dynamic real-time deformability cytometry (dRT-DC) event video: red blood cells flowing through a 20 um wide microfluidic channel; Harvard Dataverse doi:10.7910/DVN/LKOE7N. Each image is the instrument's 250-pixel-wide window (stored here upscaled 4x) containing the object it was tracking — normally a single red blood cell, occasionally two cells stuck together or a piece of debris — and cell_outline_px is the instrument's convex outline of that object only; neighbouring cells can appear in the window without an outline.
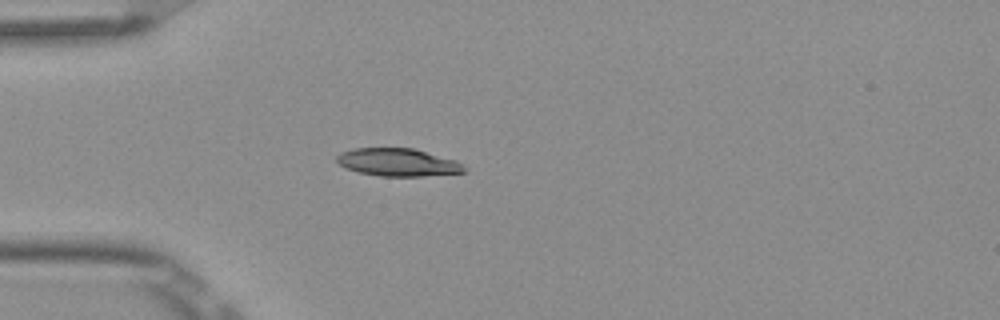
{"species": "Egyptian fruit bat (a non-hibernating species)", "species_latin": "Rousettus aegyptiacus", "temperature_condition": "room temperature", "stored_images_in_passage": 1, "camera_frame_rate_fps": 3000, "um_per_image_px": 0.085, "frame": {"image": 1, "passage_image": 1, "time_ms": 0.0, "image_size_px": [1000, 320], "cell_outline_px": [[468, 172], [420, 176], [380, 176], [360, 172], [344, 168], [336, 160], [336, 156], [340, 152], [352, 148], [412, 148], [456, 160], [464, 164], [468, 168]], "centroid_in_image_um": [33.84, 13.79], "position_along_channel_um": 51.2, "area_um2": 20.75}}